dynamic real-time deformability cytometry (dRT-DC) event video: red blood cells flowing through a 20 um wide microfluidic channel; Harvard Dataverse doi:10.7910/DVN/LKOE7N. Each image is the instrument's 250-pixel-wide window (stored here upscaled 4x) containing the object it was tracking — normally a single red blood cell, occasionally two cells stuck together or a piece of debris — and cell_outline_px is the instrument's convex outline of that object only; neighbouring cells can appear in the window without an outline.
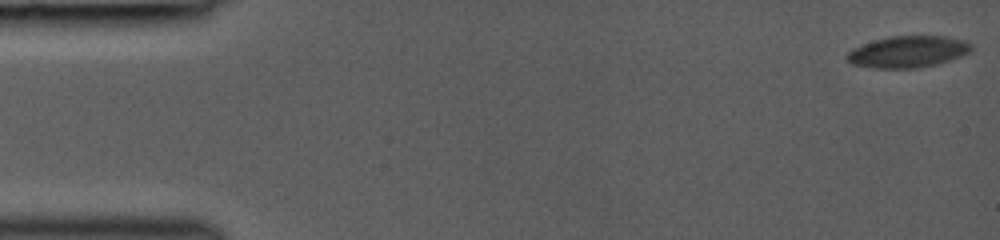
{"species": "common noctule bat (a hibernating species)", "species_latin": "Nyctalus noctula", "temperature_condition": "room temperature", "stored_images_in_passage": 34, "camera_frame_rate_fps": 3000, "um_per_image_px": 0.085, "animal": {"sex": "female", "body_mass_g": 19.0, "forearm_length_mm": 53.3}, "frame": {"image": 1, "passage_image": 1, "time_ms": 0.0, "image_size_px": [1000, 240], "cell_outline_px": [[972, 48], [964, 56], [936, 64], [920, 68], [872, 68], [852, 64], [844, 56], [852, 48], [888, 36], [948, 36], [964, 40], [972, 44]], "centroid_in_image_um": [77.18, 4.4], "position_along_channel_um": 7.8, "area_um2": 23.0}}
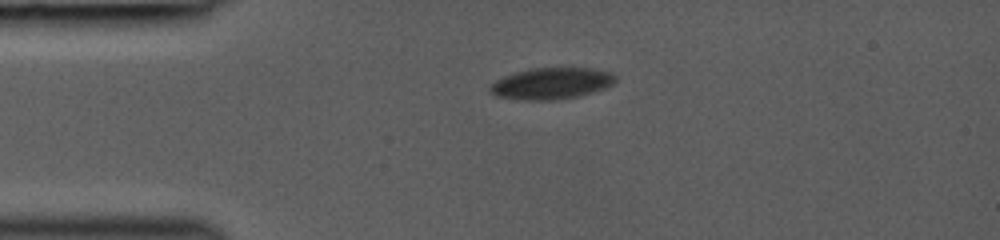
{"frame": {"image": 2, "passage_image": 24, "time_ms": 3.667, "image_size_px": [1000, 240], "cell_outline_px": [[616, 80], [612, 84], [604, 88], [576, 96], [552, 100], [524, 100], [496, 96], [488, 92], [488, 84], [504, 76], [516, 72], [532, 68], [588, 68], [612, 72], [616, 76]], "centroid_in_image_um": [46.81, 7.09], "position_along_channel_um": 38.2, "area_um2": 22.89}}